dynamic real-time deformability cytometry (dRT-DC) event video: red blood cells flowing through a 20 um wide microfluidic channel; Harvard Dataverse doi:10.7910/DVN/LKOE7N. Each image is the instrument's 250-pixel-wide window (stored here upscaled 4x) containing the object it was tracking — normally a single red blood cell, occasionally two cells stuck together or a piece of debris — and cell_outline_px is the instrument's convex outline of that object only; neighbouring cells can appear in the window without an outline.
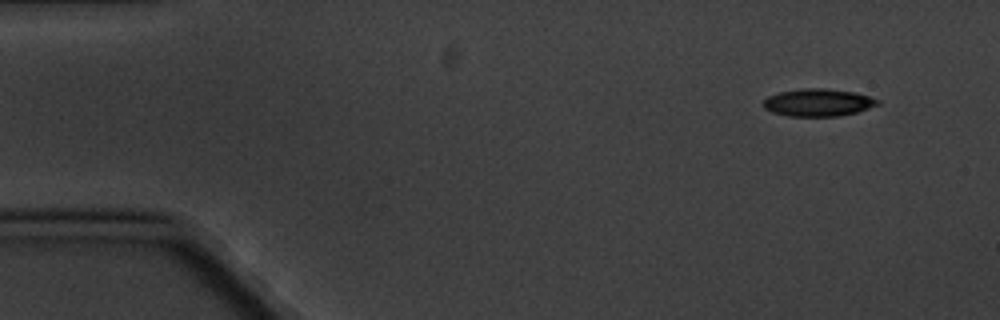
{"species": "common noctule bat (a hibernating species)", "species_latin": "Nyctalus noctula", "temperature_condition": "cold", "stored_images_in_passage": 10, "camera_frame_rate_fps": 3000, "um_per_image_px": 0.085, "animal": {"sex": "male", "body_mass_g": 20.1, "forearm_length_mm": 53.5}, "frame": {"image": 1, "passage_image": 1, "time_ms": 0.0, "image_size_px": [1000, 320], "cell_outline_px": [[880, 104], [856, 112], [840, 116], [788, 116], [772, 112], [764, 108], [760, 104], [768, 96], [780, 92], [800, 88], [824, 88], [852, 92], [868, 96], [880, 100]], "centroid_in_image_um": [69.5, 8.71], "position_along_channel_um": 15.5, "area_um2": 18.32}}
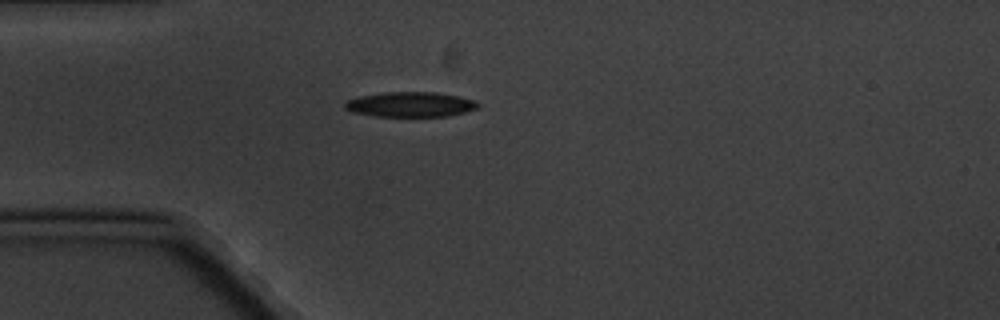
{"frame": {"image": 2, "passage_image": 4, "time_ms": 3.667, "image_size_px": [1000, 320], "cell_outline_px": [[480, 108], [464, 112], [444, 116], [372, 116], [352, 112], [344, 108], [344, 104], [348, 100], [360, 96], [384, 92], [436, 92], [460, 96], [472, 100], [480, 104]], "centroid_in_image_um": [34.88, 8.87], "position_along_channel_um": 50.1, "area_um2": 19.36}}